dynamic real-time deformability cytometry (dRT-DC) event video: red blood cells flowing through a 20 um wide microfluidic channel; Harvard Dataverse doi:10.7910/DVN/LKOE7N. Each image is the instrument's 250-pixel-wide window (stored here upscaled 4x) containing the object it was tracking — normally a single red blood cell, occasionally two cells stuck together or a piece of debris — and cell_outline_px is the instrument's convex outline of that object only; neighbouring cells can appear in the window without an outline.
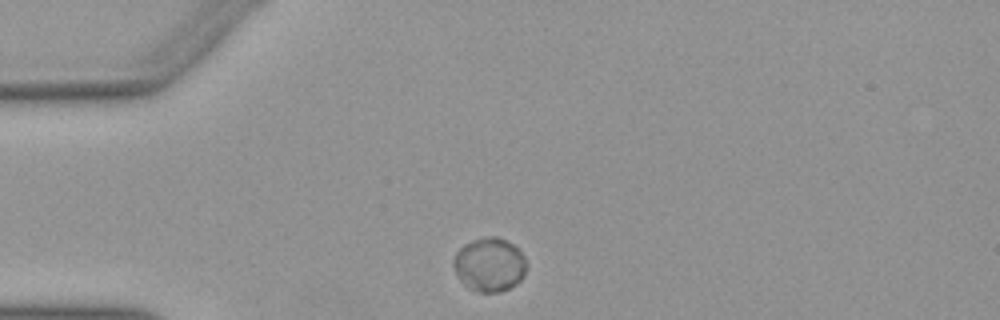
{"species": "Egyptian fruit bat (a non-hibernating species)", "species_latin": "Rousettus aegyptiacus", "temperature_condition": "warm", "stored_images_in_passage": 41, "camera_frame_rate_fps": 3000, "um_per_image_px": 0.085, "animal": {"sex": "female"}, "frame": {"image": 1, "passage_image": 2, "time_ms": 0.333, "image_size_px": [1000, 320], "cell_outline_px": [[528, 268], [524, 276], [516, 284], [500, 292], [476, 292], [468, 288], [460, 280], [452, 264], [452, 260], [456, 252], [464, 244], [472, 240], [488, 236], [496, 236], [512, 244], [524, 256], [528, 264]], "centroid_in_image_um": [41.61, 22.5], "position_along_channel_um": 43.4, "area_um2": 23.06}}
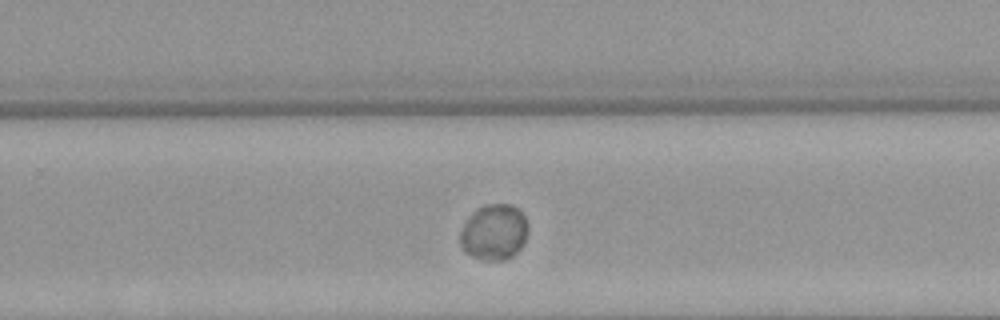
{"frame": {"image": 2, "passage_image": 23, "time_ms": 7.333, "image_size_px": [1000, 320], "cell_outline_px": [[528, 232], [524, 244], [512, 256], [504, 260], [480, 260], [464, 252], [460, 244], [460, 232], [464, 224], [476, 208], [484, 204], [512, 204], [524, 216], [528, 224]], "centroid_in_image_um": [41.99, 19.74], "position_along_channel_um": 287.8, "area_um2": 22.25}}
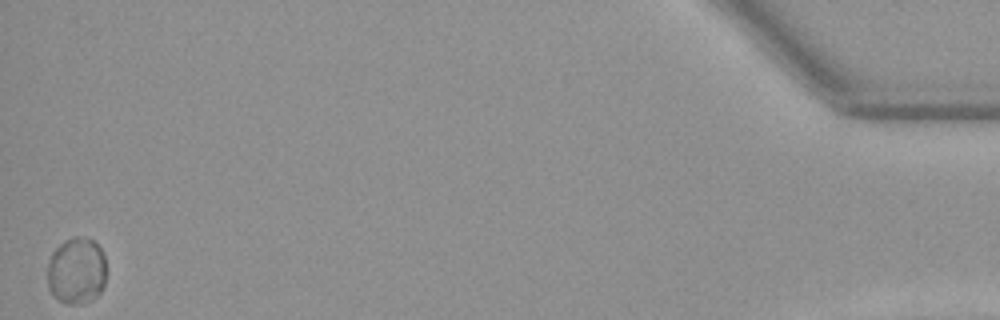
{"frame": {"image": 3, "passage_image": 41, "time_ms": 13.333, "image_size_px": [1000, 320], "cell_outline_px": [[104, 284], [100, 292], [92, 300], [76, 304], [68, 304], [52, 296], [48, 288], [48, 260], [52, 252], [64, 240], [72, 236], [84, 236], [92, 240], [100, 248], [104, 256]], "centroid_in_image_um": [6.47, 23.0], "position_along_channel_um": 428.7, "area_um2": 22.95}, "authors_computed_cell_mechanics": {"area_um2": 22.3108, "velocity_mm_per_s": 3.8606, "shape_relaxation_time_tau1_ms": 3.3902, "shape_relaxation_time_tau2_ms": null, "deformation_change_tau1": 0.0222, "deformation_change_tau2": null}}